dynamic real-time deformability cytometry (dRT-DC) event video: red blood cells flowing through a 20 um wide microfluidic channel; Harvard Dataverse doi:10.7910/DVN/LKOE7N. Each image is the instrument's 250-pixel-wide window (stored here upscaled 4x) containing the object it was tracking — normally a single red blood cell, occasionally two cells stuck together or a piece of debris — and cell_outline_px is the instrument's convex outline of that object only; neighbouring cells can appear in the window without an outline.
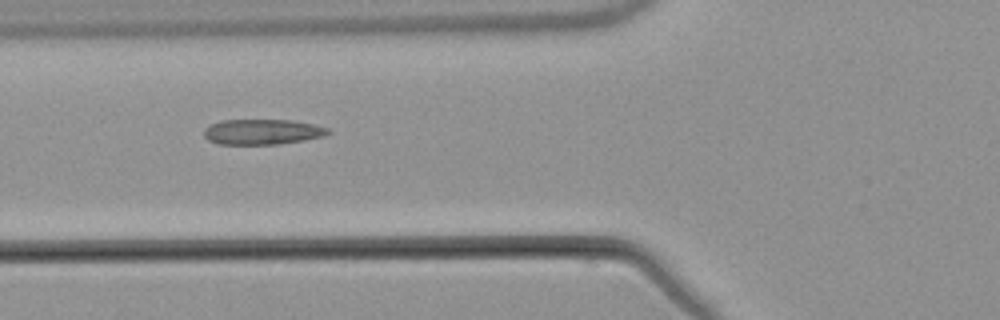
{"species": "common noctule bat (a hibernating species)", "species_latin": "Nyctalus noctula", "temperature_condition": "warm", "stored_images_in_passage": 6, "camera_frame_rate_fps": 3000, "um_per_image_px": 0.085, "animal": {"sex": "male", "body_mass_g": 21.5, "forearm_length_mm": 52.0}, "frame": {"image": 1, "passage_image": 5, "time_ms": 5.667, "image_size_px": [1000, 320], "cell_outline_px": [[332, 132], [324, 136], [304, 140], [276, 144], [216, 144], [208, 140], [204, 136], [204, 128], [208, 124], [220, 120], [292, 120], [312, 124], [328, 128]], "centroid_in_image_um": [22.25, 11.2], "position_along_channel_um": 103.5, "area_um2": 18.44}}
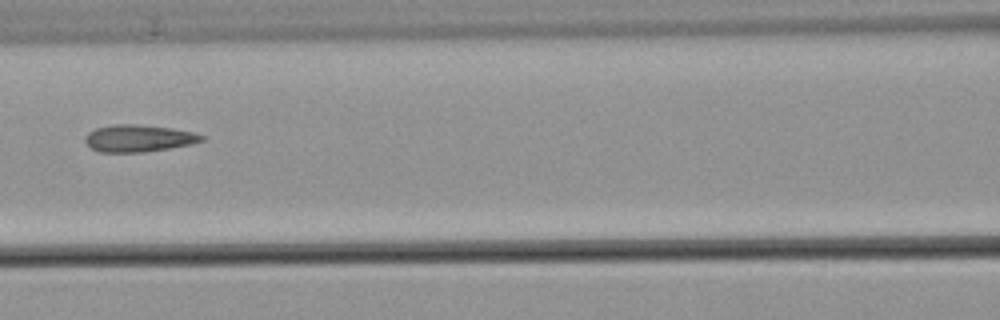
{"frame": {"image": 2, "passage_image": 6, "time_ms": 7.0, "image_size_px": [1000, 320], "cell_outline_px": [[204, 140], [192, 144], [144, 152], [100, 152], [92, 148], [84, 140], [84, 136], [88, 132], [96, 128], [112, 124], [136, 124], [172, 128], [192, 132], [204, 136]], "centroid_in_image_um": [11.76, 11.75], "position_along_channel_um": 154.8, "area_um2": 18.32}}